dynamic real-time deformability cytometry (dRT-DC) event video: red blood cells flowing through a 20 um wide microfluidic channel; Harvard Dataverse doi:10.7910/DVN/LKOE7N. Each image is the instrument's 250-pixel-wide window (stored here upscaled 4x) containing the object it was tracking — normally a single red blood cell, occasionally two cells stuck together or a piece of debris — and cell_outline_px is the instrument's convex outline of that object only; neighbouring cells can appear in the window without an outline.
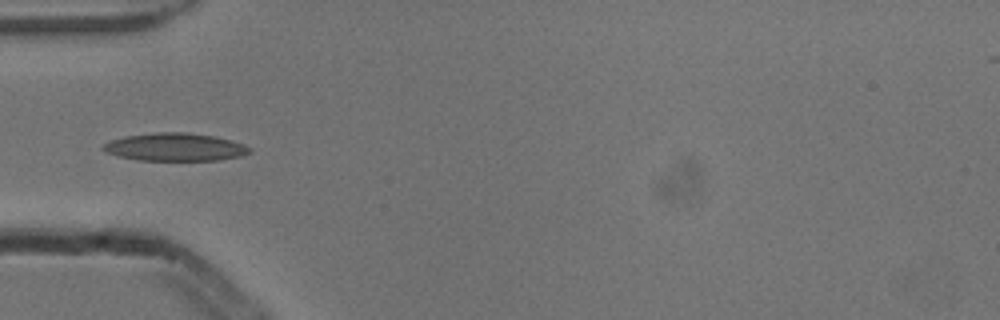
{"species": "common noctule bat (a hibernating species)", "species_latin": "Nyctalus noctula", "temperature_condition": "cold", "stored_images_in_passage": 5, "camera_frame_rate_fps": 3000, "um_per_image_px": 0.085, "animal": {"sex": "male", "body_mass_g": 13.3}, "frame": {"image": 1, "passage_image": 5, "time_ms": 1.333, "image_size_px": [1000, 320], "cell_outline_px": [[252, 152], [240, 156], [220, 160], [140, 160], [120, 156], [108, 152], [100, 148], [104, 144], [112, 140], [124, 136], [156, 132], [184, 132], [212, 136], [232, 140], [244, 144], [252, 148]], "centroid_in_image_um": [14.92, 12.49], "position_along_channel_um": 70.1, "area_um2": 23.64}}